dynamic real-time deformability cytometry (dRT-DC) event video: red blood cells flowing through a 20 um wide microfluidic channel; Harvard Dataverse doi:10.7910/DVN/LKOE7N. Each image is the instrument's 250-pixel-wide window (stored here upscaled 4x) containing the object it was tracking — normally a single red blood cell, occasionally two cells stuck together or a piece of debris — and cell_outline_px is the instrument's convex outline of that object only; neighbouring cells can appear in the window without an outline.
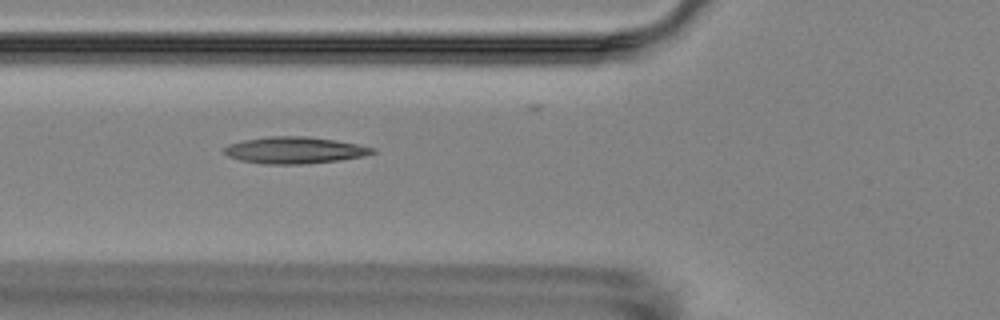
{"species": "Egyptian fruit bat (a non-hibernating species)", "species_latin": "Rousettus aegyptiacus", "temperature_condition": "room temperature", "stored_images_in_passage": 3, "camera_frame_rate_fps": 3000, "um_per_image_px": 0.085, "animal": {"sex": "female"}, "frame": {"image": 1, "passage_image": 3, "time_ms": 2.333, "image_size_px": [1000, 320], "cell_outline_px": [[376, 152], [364, 156], [340, 160], [304, 164], [264, 164], [240, 160], [228, 156], [224, 152], [224, 148], [228, 144], [244, 140], [268, 136], [304, 136], [332, 140], [356, 144], [376, 148]], "centroid_in_image_um": [25.03, 12.77], "position_along_channel_um": 100.8, "area_um2": 22.95}}